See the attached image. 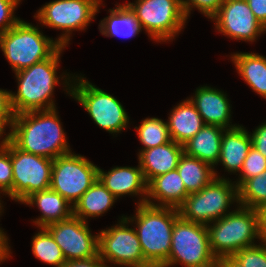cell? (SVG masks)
<instances>
[{
	"label": "cell",
	"mask_w": 266,
	"mask_h": 267,
	"mask_svg": "<svg viewBox=\"0 0 266 267\" xmlns=\"http://www.w3.org/2000/svg\"><path fill=\"white\" fill-rule=\"evenodd\" d=\"M56 108L15 115L9 140L20 150L55 159L72 152Z\"/></svg>",
	"instance_id": "1"
},
{
	"label": "cell",
	"mask_w": 266,
	"mask_h": 267,
	"mask_svg": "<svg viewBox=\"0 0 266 267\" xmlns=\"http://www.w3.org/2000/svg\"><path fill=\"white\" fill-rule=\"evenodd\" d=\"M65 46H60L49 58L35 63L34 65L15 72L18 88L17 93L11 91V102L15 114L57 108L55 100L52 99L53 91L60 79L64 91L71 95V80L73 76L62 74L61 78L56 74L59 67V60ZM66 75V76H65ZM72 78V79H71Z\"/></svg>",
	"instance_id": "2"
},
{
	"label": "cell",
	"mask_w": 266,
	"mask_h": 267,
	"mask_svg": "<svg viewBox=\"0 0 266 267\" xmlns=\"http://www.w3.org/2000/svg\"><path fill=\"white\" fill-rule=\"evenodd\" d=\"M236 206L231 213L207 225L210 248L218 260L255 246V239L264 240L262 211Z\"/></svg>",
	"instance_id": "3"
},
{
	"label": "cell",
	"mask_w": 266,
	"mask_h": 267,
	"mask_svg": "<svg viewBox=\"0 0 266 267\" xmlns=\"http://www.w3.org/2000/svg\"><path fill=\"white\" fill-rule=\"evenodd\" d=\"M179 216L176 208L147 203L137 204L135 216H125L129 223L135 221L144 259L152 267H161L168 260L172 231Z\"/></svg>",
	"instance_id": "4"
},
{
	"label": "cell",
	"mask_w": 266,
	"mask_h": 267,
	"mask_svg": "<svg viewBox=\"0 0 266 267\" xmlns=\"http://www.w3.org/2000/svg\"><path fill=\"white\" fill-rule=\"evenodd\" d=\"M60 46L24 20L0 34V48L14 73L49 58Z\"/></svg>",
	"instance_id": "5"
},
{
	"label": "cell",
	"mask_w": 266,
	"mask_h": 267,
	"mask_svg": "<svg viewBox=\"0 0 266 267\" xmlns=\"http://www.w3.org/2000/svg\"><path fill=\"white\" fill-rule=\"evenodd\" d=\"M218 262L210 248L207 226L179 216L174 223L168 260L161 267L178 263L184 267H218Z\"/></svg>",
	"instance_id": "6"
},
{
	"label": "cell",
	"mask_w": 266,
	"mask_h": 267,
	"mask_svg": "<svg viewBox=\"0 0 266 267\" xmlns=\"http://www.w3.org/2000/svg\"><path fill=\"white\" fill-rule=\"evenodd\" d=\"M238 204V188L229 178H214L202 190L190 193L178 208L179 215L194 223L208 225L231 213L228 209Z\"/></svg>",
	"instance_id": "7"
},
{
	"label": "cell",
	"mask_w": 266,
	"mask_h": 267,
	"mask_svg": "<svg viewBox=\"0 0 266 267\" xmlns=\"http://www.w3.org/2000/svg\"><path fill=\"white\" fill-rule=\"evenodd\" d=\"M81 76L73 78L71 96L100 128L113 135L125 130L129 126V116L119 100Z\"/></svg>",
	"instance_id": "8"
},
{
	"label": "cell",
	"mask_w": 266,
	"mask_h": 267,
	"mask_svg": "<svg viewBox=\"0 0 266 267\" xmlns=\"http://www.w3.org/2000/svg\"><path fill=\"white\" fill-rule=\"evenodd\" d=\"M149 37L156 42L170 41L187 21L181 0H136L126 4Z\"/></svg>",
	"instance_id": "9"
},
{
	"label": "cell",
	"mask_w": 266,
	"mask_h": 267,
	"mask_svg": "<svg viewBox=\"0 0 266 267\" xmlns=\"http://www.w3.org/2000/svg\"><path fill=\"white\" fill-rule=\"evenodd\" d=\"M102 0H54L44 4L34 18L49 28L63 30L56 41L67 46L72 31L85 30L99 12Z\"/></svg>",
	"instance_id": "10"
},
{
	"label": "cell",
	"mask_w": 266,
	"mask_h": 267,
	"mask_svg": "<svg viewBox=\"0 0 266 267\" xmlns=\"http://www.w3.org/2000/svg\"><path fill=\"white\" fill-rule=\"evenodd\" d=\"M98 168L79 154L60 155L53 160L50 188L74 206L97 180Z\"/></svg>",
	"instance_id": "11"
},
{
	"label": "cell",
	"mask_w": 266,
	"mask_h": 267,
	"mask_svg": "<svg viewBox=\"0 0 266 267\" xmlns=\"http://www.w3.org/2000/svg\"><path fill=\"white\" fill-rule=\"evenodd\" d=\"M125 216L118 224L98 233V255L105 263L125 267H152L145 259L135 228Z\"/></svg>",
	"instance_id": "12"
},
{
	"label": "cell",
	"mask_w": 266,
	"mask_h": 267,
	"mask_svg": "<svg viewBox=\"0 0 266 267\" xmlns=\"http://www.w3.org/2000/svg\"><path fill=\"white\" fill-rule=\"evenodd\" d=\"M12 200L22 203L37 191L50 188L53 159L18 149L11 142Z\"/></svg>",
	"instance_id": "13"
},
{
	"label": "cell",
	"mask_w": 266,
	"mask_h": 267,
	"mask_svg": "<svg viewBox=\"0 0 266 267\" xmlns=\"http://www.w3.org/2000/svg\"><path fill=\"white\" fill-rule=\"evenodd\" d=\"M45 229L52 235L66 262L98 256L99 235H93L88 222L72 216L50 224Z\"/></svg>",
	"instance_id": "14"
},
{
	"label": "cell",
	"mask_w": 266,
	"mask_h": 267,
	"mask_svg": "<svg viewBox=\"0 0 266 267\" xmlns=\"http://www.w3.org/2000/svg\"><path fill=\"white\" fill-rule=\"evenodd\" d=\"M210 19L215 21V29L219 33L234 40L254 42L266 32L246 0H224Z\"/></svg>",
	"instance_id": "15"
},
{
	"label": "cell",
	"mask_w": 266,
	"mask_h": 267,
	"mask_svg": "<svg viewBox=\"0 0 266 267\" xmlns=\"http://www.w3.org/2000/svg\"><path fill=\"white\" fill-rule=\"evenodd\" d=\"M189 99L201 115L204 124L218 125L225 129L238 126L230 124L232 106L224 91L211 86L198 87L195 95Z\"/></svg>",
	"instance_id": "16"
},
{
	"label": "cell",
	"mask_w": 266,
	"mask_h": 267,
	"mask_svg": "<svg viewBox=\"0 0 266 267\" xmlns=\"http://www.w3.org/2000/svg\"><path fill=\"white\" fill-rule=\"evenodd\" d=\"M98 179L118 199L124 195H139L138 205L146 203L147 182L140 164L137 167H114L105 172L98 168Z\"/></svg>",
	"instance_id": "17"
},
{
	"label": "cell",
	"mask_w": 266,
	"mask_h": 267,
	"mask_svg": "<svg viewBox=\"0 0 266 267\" xmlns=\"http://www.w3.org/2000/svg\"><path fill=\"white\" fill-rule=\"evenodd\" d=\"M183 153V145L173 140L139 151L138 161L147 184L153 178L176 169Z\"/></svg>",
	"instance_id": "18"
},
{
	"label": "cell",
	"mask_w": 266,
	"mask_h": 267,
	"mask_svg": "<svg viewBox=\"0 0 266 267\" xmlns=\"http://www.w3.org/2000/svg\"><path fill=\"white\" fill-rule=\"evenodd\" d=\"M188 195L189 193L186 191L182 178L176 168L153 178L147 184L146 203L178 209Z\"/></svg>",
	"instance_id": "19"
},
{
	"label": "cell",
	"mask_w": 266,
	"mask_h": 267,
	"mask_svg": "<svg viewBox=\"0 0 266 267\" xmlns=\"http://www.w3.org/2000/svg\"><path fill=\"white\" fill-rule=\"evenodd\" d=\"M22 204L36 205L42 213L33 220L38 229L73 216V205L51 188L32 193Z\"/></svg>",
	"instance_id": "20"
},
{
	"label": "cell",
	"mask_w": 266,
	"mask_h": 267,
	"mask_svg": "<svg viewBox=\"0 0 266 267\" xmlns=\"http://www.w3.org/2000/svg\"><path fill=\"white\" fill-rule=\"evenodd\" d=\"M252 147V138L249 132L239 125L225 129L221 141L220 157L216 164H222L230 173H240L243 162Z\"/></svg>",
	"instance_id": "21"
},
{
	"label": "cell",
	"mask_w": 266,
	"mask_h": 267,
	"mask_svg": "<svg viewBox=\"0 0 266 267\" xmlns=\"http://www.w3.org/2000/svg\"><path fill=\"white\" fill-rule=\"evenodd\" d=\"M167 123L171 139L181 145L194 137L205 125L189 98L172 109Z\"/></svg>",
	"instance_id": "22"
},
{
	"label": "cell",
	"mask_w": 266,
	"mask_h": 267,
	"mask_svg": "<svg viewBox=\"0 0 266 267\" xmlns=\"http://www.w3.org/2000/svg\"><path fill=\"white\" fill-rule=\"evenodd\" d=\"M225 128L205 124L202 129L183 145V152L209 163L214 167L220 157L221 141Z\"/></svg>",
	"instance_id": "23"
},
{
	"label": "cell",
	"mask_w": 266,
	"mask_h": 267,
	"mask_svg": "<svg viewBox=\"0 0 266 267\" xmlns=\"http://www.w3.org/2000/svg\"><path fill=\"white\" fill-rule=\"evenodd\" d=\"M230 58L247 85L266 99V57L254 52H237Z\"/></svg>",
	"instance_id": "24"
},
{
	"label": "cell",
	"mask_w": 266,
	"mask_h": 267,
	"mask_svg": "<svg viewBox=\"0 0 266 267\" xmlns=\"http://www.w3.org/2000/svg\"><path fill=\"white\" fill-rule=\"evenodd\" d=\"M117 198L97 180L73 206V216L87 222L88 218L106 213Z\"/></svg>",
	"instance_id": "25"
},
{
	"label": "cell",
	"mask_w": 266,
	"mask_h": 267,
	"mask_svg": "<svg viewBox=\"0 0 266 267\" xmlns=\"http://www.w3.org/2000/svg\"><path fill=\"white\" fill-rule=\"evenodd\" d=\"M177 171L189 194L202 190L216 177H224L217 175V171L209 163L196 157L188 156L185 153L179 159Z\"/></svg>",
	"instance_id": "26"
},
{
	"label": "cell",
	"mask_w": 266,
	"mask_h": 267,
	"mask_svg": "<svg viewBox=\"0 0 266 267\" xmlns=\"http://www.w3.org/2000/svg\"><path fill=\"white\" fill-rule=\"evenodd\" d=\"M110 15L100 21L99 31L106 37H135L142 31L135 14L126 5L116 4L109 9Z\"/></svg>",
	"instance_id": "27"
},
{
	"label": "cell",
	"mask_w": 266,
	"mask_h": 267,
	"mask_svg": "<svg viewBox=\"0 0 266 267\" xmlns=\"http://www.w3.org/2000/svg\"><path fill=\"white\" fill-rule=\"evenodd\" d=\"M238 205L262 212L266 209V170L238 188Z\"/></svg>",
	"instance_id": "28"
},
{
	"label": "cell",
	"mask_w": 266,
	"mask_h": 267,
	"mask_svg": "<svg viewBox=\"0 0 266 267\" xmlns=\"http://www.w3.org/2000/svg\"><path fill=\"white\" fill-rule=\"evenodd\" d=\"M39 229L32 239V253L44 263L62 267L66 263L62 250L45 228Z\"/></svg>",
	"instance_id": "29"
},
{
	"label": "cell",
	"mask_w": 266,
	"mask_h": 267,
	"mask_svg": "<svg viewBox=\"0 0 266 267\" xmlns=\"http://www.w3.org/2000/svg\"><path fill=\"white\" fill-rule=\"evenodd\" d=\"M138 138L144 146L140 150L157 147L172 141L168 123L160 118L151 117L142 120L139 127H135Z\"/></svg>",
	"instance_id": "30"
},
{
	"label": "cell",
	"mask_w": 266,
	"mask_h": 267,
	"mask_svg": "<svg viewBox=\"0 0 266 267\" xmlns=\"http://www.w3.org/2000/svg\"><path fill=\"white\" fill-rule=\"evenodd\" d=\"M0 141V194L8 195L12 200L13 168L11 162V141L6 134Z\"/></svg>",
	"instance_id": "31"
},
{
	"label": "cell",
	"mask_w": 266,
	"mask_h": 267,
	"mask_svg": "<svg viewBox=\"0 0 266 267\" xmlns=\"http://www.w3.org/2000/svg\"><path fill=\"white\" fill-rule=\"evenodd\" d=\"M265 170L266 158L252 146L243 162L238 176L239 179H237V182L234 181V183L239 188L247 179L258 176Z\"/></svg>",
	"instance_id": "32"
},
{
	"label": "cell",
	"mask_w": 266,
	"mask_h": 267,
	"mask_svg": "<svg viewBox=\"0 0 266 267\" xmlns=\"http://www.w3.org/2000/svg\"><path fill=\"white\" fill-rule=\"evenodd\" d=\"M260 244L243 248L233 256L241 262L244 267H266V241L263 240Z\"/></svg>",
	"instance_id": "33"
},
{
	"label": "cell",
	"mask_w": 266,
	"mask_h": 267,
	"mask_svg": "<svg viewBox=\"0 0 266 267\" xmlns=\"http://www.w3.org/2000/svg\"><path fill=\"white\" fill-rule=\"evenodd\" d=\"M224 0H181L186 19L190 17L193 8L198 9L209 19L218 11Z\"/></svg>",
	"instance_id": "34"
},
{
	"label": "cell",
	"mask_w": 266,
	"mask_h": 267,
	"mask_svg": "<svg viewBox=\"0 0 266 267\" xmlns=\"http://www.w3.org/2000/svg\"><path fill=\"white\" fill-rule=\"evenodd\" d=\"M21 0H0V34L16 25L21 19L15 17L14 11Z\"/></svg>",
	"instance_id": "35"
},
{
	"label": "cell",
	"mask_w": 266,
	"mask_h": 267,
	"mask_svg": "<svg viewBox=\"0 0 266 267\" xmlns=\"http://www.w3.org/2000/svg\"><path fill=\"white\" fill-rule=\"evenodd\" d=\"M15 115L11 102V91L0 89V119L10 127Z\"/></svg>",
	"instance_id": "36"
},
{
	"label": "cell",
	"mask_w": 266,
	"mask_h": 267,
	"mask_svg": "<svg viewBox=\"0 0 266 267\" xmlns=\"http://www.w3.org/2000/svg\"><path fill=\"white\" fill-rule=\"evenodd\" d=\"M250 135L252 146L266 158V122L259 125Z\"/></svg>",
	"instance_id": "37"
},
{
	"label": "cell",
	"mask_w": 266,
	"mask_h": 267,
	"mask_svg": "<svg viewBox=\"0 0 266 267\" xmlns=\"http://www.w3.org/2000/svg\"><path fill=\"white\" fill-rule=\"evenodd\" d=\"M255 18L266 28V0H246Z\"/></svg>",
	"instance_id": "38"
},
{
	"label": "cell",
	"mask_w": 266,
	"mask_h": 267,
	"mask_svg": "<svg viewBox=\"0 0 266 267\" xmlns=\"http://www.w3.org/2000/svg\"><path fill=\"white\" fill-rule=\"evenodd\" d=\"M62 267H111L108 266L99 255L84 260H73L66 262Z\"/></svg>",
	"instance_id": "39"
},
{
	"label": "cell",
	"mask_w": 266,
	"mask_h": 267,
	"mask_svg": "<svg viewBox=\"0 0 266 267\" xmlns=\"http://www.w3.org/2000/svg\"><path fill=\"white\" fill-rule=\"evenodd\" d=\"M8 240V237L6 236L2 228H0V264L1 262H4L6 259L11 257V249L8 245Z\"/></svg>",
	"instance_id": "40"
},
{
	"label": "cell",
	"mask_w": 266,
	"mask_h": 267,
	"mask_svg": "<svg viewBox=\"0 0 266 267\" xmlns=\"http://www.w3.org/2000/svg\"><path fill=\"white\" fill-rule=\"evenodd\" d=\"M218 267H244L233 255H228L219 259Z\"/></svg>",
	"instance_id": "41"
},
{
	"label": "cell",
	"mask_w": 266,
	"mask_h": 267,
	"mask_svg": "<svg viewBox=\"0 0 266 267\" xmlns=\"http://www.w3.org/2000/svg\"><path fill=\"white\" fill-rule=\"evenodd\" d=\"M6 127L8 126L0 119V139L3 137V134H6Z\"/></svg>",
	"instance_id": "42"
},
{
	"label": "cell",
	"mask_w": 266,
	"mask_h": 267,
	"mask_svg": "<svg viewBox=\"0 0 266 267\" xmlns=\"http://www.w3.org/2000/svg\"><path fill=\"white\" fill-rule=\"evenodd\" d=\"M263 238L266 241V211H263Z\"/></svg>",
	"instance_id": "43"
},
{
	"label": "cell",
	"mask_w": 266,
	"mask_h": 267,
	"mask_svg": "<svg viewBox=\"0 0 266 267\" xmlns=\"http://www.w3.org/2000/svg\"><path fill=\"white\" fill-rule=\"evenodd\" d=\"M3 207H4V206L2 205V202H1V200H0V209L2 210Z\"/></svg>",
	"instance_id": "44"
}]
</instances>
